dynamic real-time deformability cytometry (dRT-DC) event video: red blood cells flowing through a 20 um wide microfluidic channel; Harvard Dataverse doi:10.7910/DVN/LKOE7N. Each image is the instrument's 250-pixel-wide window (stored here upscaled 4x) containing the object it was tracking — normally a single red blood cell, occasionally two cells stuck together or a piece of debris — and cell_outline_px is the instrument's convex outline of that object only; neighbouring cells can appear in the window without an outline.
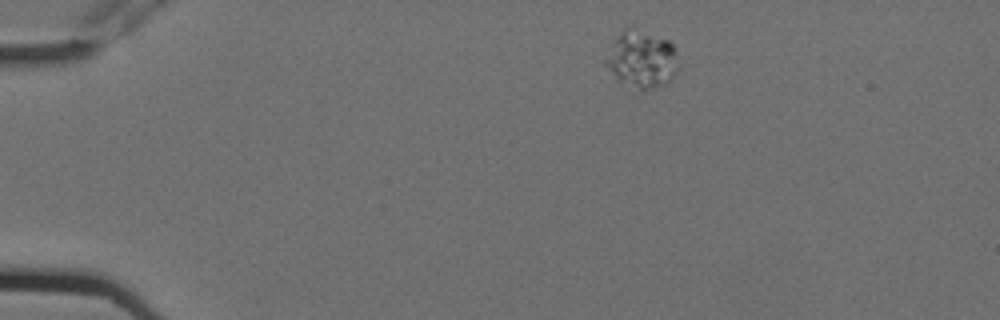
{"species": "Egyptian fruit bat (a non-hibernating species)", "species_latin": "Rousettus aegyptiacus", "temperature_condition": "cold", "stored_images_in_passage": 3, "camera_frame_rate_fps": 3000, "um_per_image_px": 0.085, "animal": {"sex": "female"}, "frame": {"image": 1, "passage_image": 1, "time_ms": 0.0, "image_size_px": [1000, 320], "cell_outline_px": [[676, 72], [664, 84], [648, 88], [640, 88], [620, 80], [604, 64], [604, 60], [612, 40], [624, 28], [668, 40], [676, 48]], "centroid_in_image_um": [54.51, 5.02], "position_along_channel_um": 30.5, "area_um2": 23.06}}